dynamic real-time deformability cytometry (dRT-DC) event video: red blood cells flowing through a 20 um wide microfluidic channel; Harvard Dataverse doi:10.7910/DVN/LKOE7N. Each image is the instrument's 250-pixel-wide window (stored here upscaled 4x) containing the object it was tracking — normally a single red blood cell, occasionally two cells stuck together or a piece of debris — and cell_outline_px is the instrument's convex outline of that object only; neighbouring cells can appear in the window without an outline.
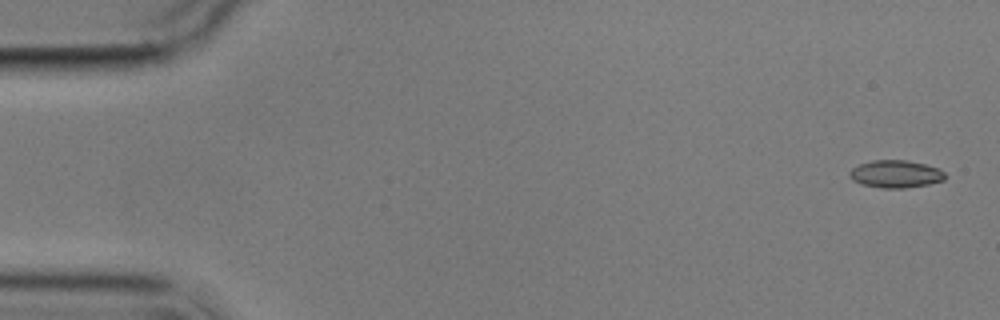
{"species": "common noctule bat (a hibernating species)", "species_latin": "Nyctalus noctula", "temperature_condition": "cold", "stored_images_in_passage": 5, "camera_frame_rate_fps": 3000, "um_per_image_px": 0.085, "animal": {"sex": "male", "body_mass_g": 17.9}, "frame": {"image": 1, "passage_image": 1, "time_ms": 0.0, "image_size_px": [1000, 320], "cell_outline_px": [[948, 176], [944, 180], [928, 184], [904, 188], [884, 188], [860, 184], [852, 180], [848, 176], [848, 172], [852, 168], [860, 164], [872, 160], [908, 160], [940, 168]], "centroid_in_image_um": [76.13, 14.79], "position_along_channel_um": 8.9, "area_um2": 15.49}}
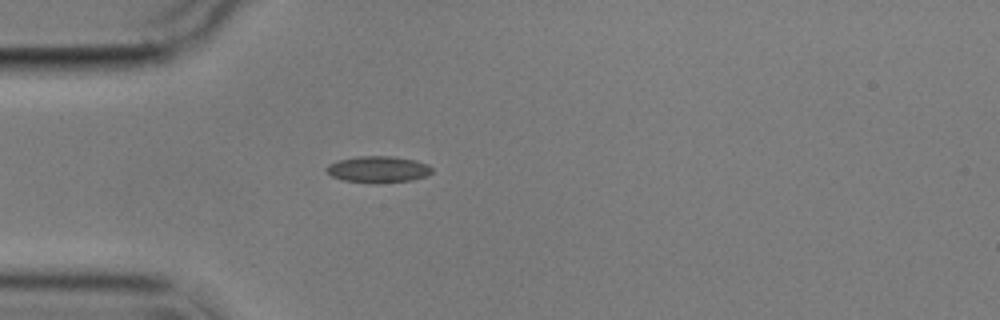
{"frame": {"image": 2, "passage_image": 5, "time_ms": 4.667, "image_size_px": [1000, 320], "cell_outline_px": [[432, 172], [428, 176], [412, 180], [380, 184], [376, 184], [344, 180], [332, 176], [324, 168], [328, 164], [336, 160], [360, 156], [396, 156], [416, 160], [428, 164], [432, 168]], "centroid_in_image_um": [32.17, 14.4], "position_along_channel_um": 52.8, "area_um2": 16.65}}